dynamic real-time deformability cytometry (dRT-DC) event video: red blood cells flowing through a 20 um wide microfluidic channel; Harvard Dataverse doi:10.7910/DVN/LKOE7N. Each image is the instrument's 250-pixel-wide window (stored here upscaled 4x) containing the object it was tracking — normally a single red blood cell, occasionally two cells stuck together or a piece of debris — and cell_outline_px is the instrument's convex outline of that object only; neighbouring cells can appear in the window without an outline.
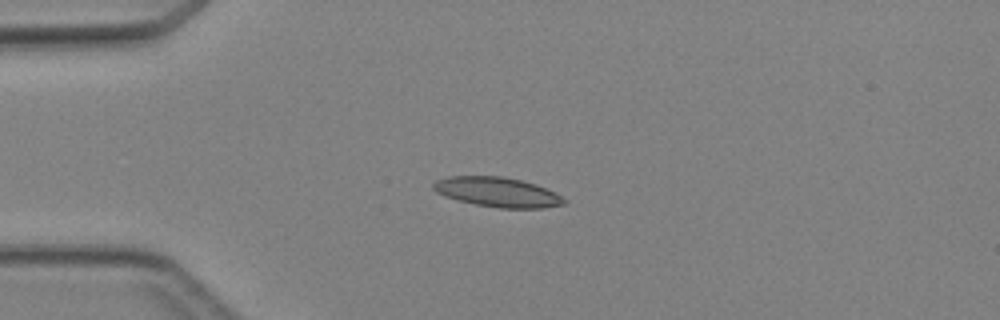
{"species": "Egyptian fruit bat (a non-hibernating species)", "species_latin": "Rousettus aegyptiacus", "temperature_condition": "cold", "stored_images_in_passage": 4, "camera_frame_rate_fps": 3000, "um_per_image_px": 0.085, "animal": {"sex": "female"}, "frame": {"image": 1, "passage_image": 4, "time_ms": 3.667, "image_size_px": [1000, 320], "cell_outline_px": [[568, 200], [564, 204], [544, 208], [500, 208], [476, 204], [444, 196], [436, 192], [432, 188], [432, 184], [436, 180], [448, 176], [504, 176], [536, 184], [556, 192]], "centroid_in_image_um": [42.31, 16.32], "position_along_channel_um": 42.7, "area_um2": 22.72}}